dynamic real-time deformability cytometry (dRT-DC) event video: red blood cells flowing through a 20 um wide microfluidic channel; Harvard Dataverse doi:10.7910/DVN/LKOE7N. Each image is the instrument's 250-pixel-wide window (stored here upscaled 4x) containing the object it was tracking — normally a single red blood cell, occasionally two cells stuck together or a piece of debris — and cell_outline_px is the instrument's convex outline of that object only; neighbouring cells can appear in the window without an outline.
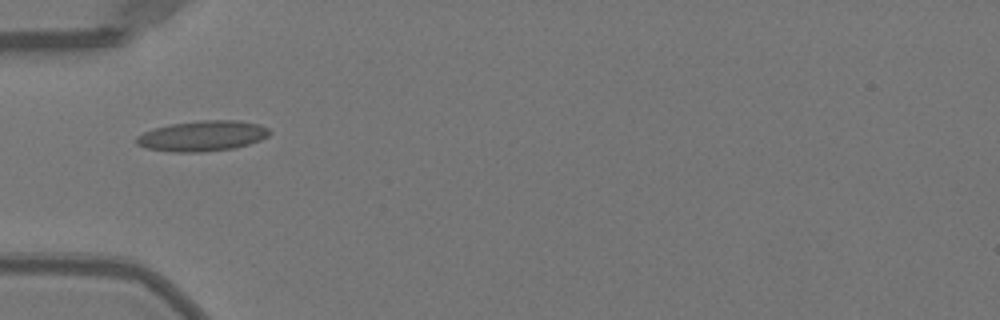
{"species": "Egyptian fruit bat (a non-hibernating species)", "species_latin": "Rousettus aegyptiacus", "temperature_condition": "warm", "stored_images_in_passage": 35, "camera_frame_rate_fps": 3000, "um_per_image_px": 0.085, "animal": {"sex": "female"}, "frame": {"image": 1, "passage_image": 1, "time_ms": 0.0, "image_size_px": [1000, 320], "cell_outline_px": [[272, 132], [268, 136], [260, 140], [248, 144], [232, 148], [204, 152], [172, 152], [144, 148], [136, 144], [136, 136], [152, 128], [172, 124], [200, 120], [240, 120], [260, 124], [268, 128]], "centroid_in_image_um": [17.2, 11.55], "position_along_channel_um": 67.8, "area_um2": 23.81}}
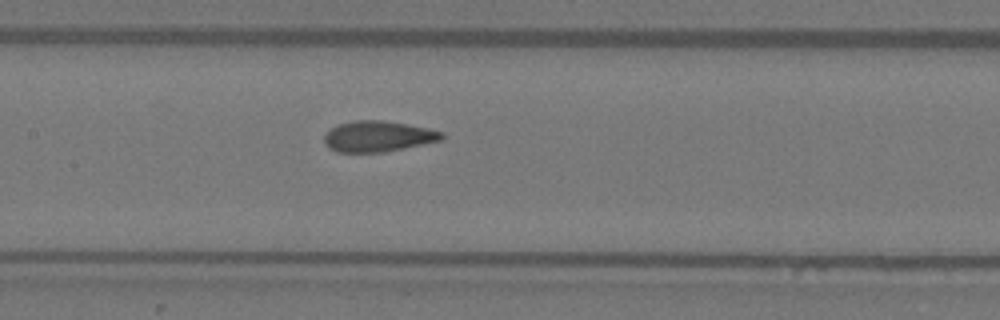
{"frame": {"image": 2, "passage_image": 9, "time_ms": 2.667, "image_size_px": [1000, 320], "cell_outline_px": [[444, 136], [440, 140], [404, 148], [384, 152], [336, 152], [328, 148], [324, 144], [324, 136], [332, 128], [340, 124], [352, 120], [380, 120], [428, 128], [444, 132]], "centroid_in_image_um": [32.1, 11.6], "position_along_channel_um": 175.3, "area_um2": 20.92}}
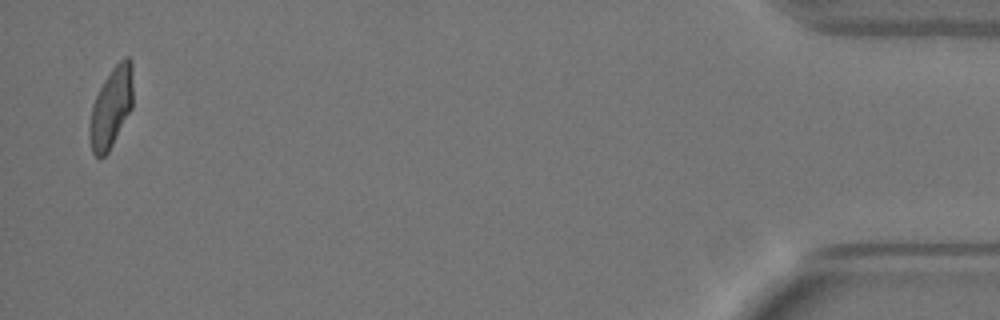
{"frame": {"image": 3, "passage_image": 34, "time_ms": 11.0, "image_size_px": [1000, 320], "cell_outline_px": [[132, 108], [108, 152], [100, 160], [92, 152], [88, 128], [92, 104], [104, 80], [112, 68], [124, 56], [128, 56], [132, 60]], "centroid_in_image_um": [9.44, 9.13], "position_along_channel_um": 425.8, "area_um2": 20.35}, "authors_computed_cell_mechanics": {"area_um2": 20.808, "velocity_mm_per_s": 4.0086, "shape_relaxation_time_tau1_ms": null, "shape_relaxation_time_tau2_ms": 0.9113, "deformation_change_tau1": null, "deformation_change_tau2": 0.0591}}